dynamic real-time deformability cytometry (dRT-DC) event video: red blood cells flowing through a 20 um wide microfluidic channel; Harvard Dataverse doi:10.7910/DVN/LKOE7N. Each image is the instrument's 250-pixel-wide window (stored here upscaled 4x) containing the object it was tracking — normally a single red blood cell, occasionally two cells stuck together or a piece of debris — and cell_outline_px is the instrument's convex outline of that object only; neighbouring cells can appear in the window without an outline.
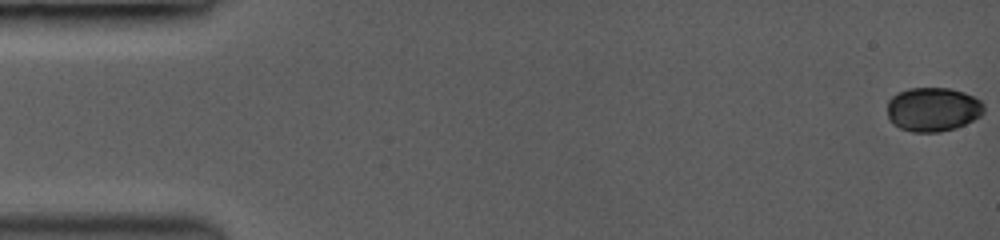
{"species": "common noctule bat (a hibernating species)", "species_latin": "Nyctalus noctula", "temperature_condition": "room temperature", "stored_images_in_passage": 57, "camera_frame_rate_fps": 3500, "um_per_image_px": 0.085, "animal": {"sex": "female", "body_mass_g": 19.0, "forearm_length_mm": 53.3}, "frame": {"image": 1, "passage_image": 1, "time_ms": 0.0, "image_size_px": [1000, 240], "cell_outline_px": [[984, 112], [980, 116], [956, 128], [940, 132], [912, 132], [900, 128], [892, 124], [888, 120], [888, 100], [896, 92], [908, 88], [948, 88], [964, 92], [980, 100], [984, 104]], "centroid_in_image_um": [79.27, 9.3], "position_along_channel_um": 5.7, "area_um2": 25.03}}
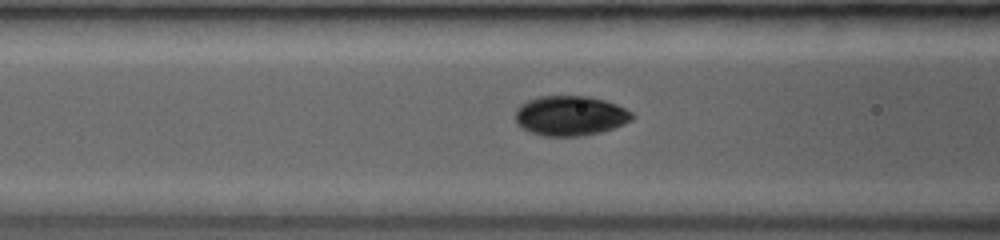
{"frame": {"image": 2, "passage_image": 24, "time_ms": 6.571, "image_size_px": [1000, 240], "cell_outline_px": [[632, 120], [624, 124], [600, 132], [580, 136], [544, 136], [532, 132], [524, 128], [516, 120], [516, 112], [520, 104], [528, 100], [540, 96], [584, 96], [604, 100], [616, 104], [632, 112]], "centroid_in_image_um": [48.48, 9.83], "position_along_channel_um": 118.1, "area_um2": 26.76}}
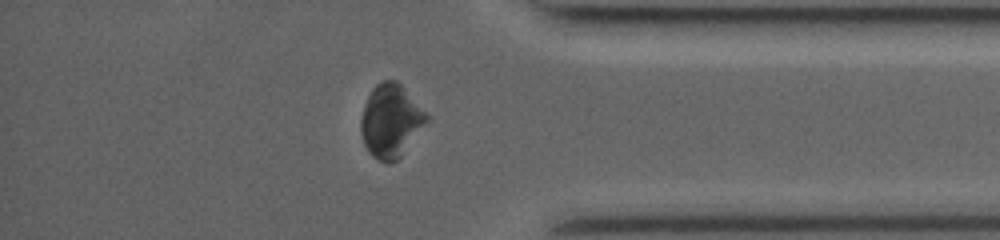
{"frame": {"image": 3, "passage_image": 49, "time_ms": 13.714, "image_size_px": [1000, 240], "cell_outline_px": [[432, 120], [400, 156], [396, 160], [388, 164], [372, 156], [368, 152], [364, 144], [360, 132], [360, 120], [364, 104], [372, 88], [380, 80], [396, 80], [432, 116]], "centroid_in_image_um": [33.26, 10.27], "position_along_channel_um": 401.9, "area_um2": 28.67}, "authors_computed_cell_mechanics": {"area_um2": 26.4146, "velocity_mm_per_s": 4.0573, "shape_relaxation_time_tau1_ms": 7.6711, "shape_relaxation_time_tau2_ms": 3.1882, "deformation_change_tau1": 0.1306, "deformation_change_tau2": 0.0593}}